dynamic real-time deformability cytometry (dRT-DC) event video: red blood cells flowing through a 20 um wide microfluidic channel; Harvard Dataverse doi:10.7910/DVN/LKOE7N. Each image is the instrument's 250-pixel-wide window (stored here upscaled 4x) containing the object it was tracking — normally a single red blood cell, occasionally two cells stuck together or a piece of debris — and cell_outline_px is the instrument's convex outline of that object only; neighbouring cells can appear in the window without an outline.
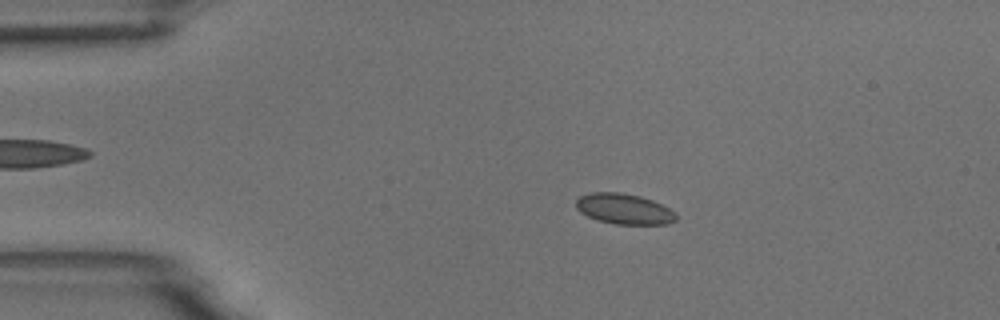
{"species": "common noctule bat (a hibernating species)", "species_latin": "Nyctalus noctula", "temperature_condition": "room temperature", "stored_images_in_passage": 55, "camera_frame_rate_fps": 3000, "um_per_image_px": 0.085, "animal": {"sex": "male", "body_mass_g": 18.8}, "frame": {"image": 1, "passage_image": 11, "time_ms": 3.333, "image_size_px": [1000, 320], "cell_outline_px": [[676, 220], [668, 224], [616, 224], [596, 220], [580, 212], [576, 208], [576, 200], [580, 196], [592, 192], [620, 192], [640, 196], [652, 200], [676, 212]], "centroid_in_image_um": [53.04, 17.76], "position_along_channel_um": 32.0, "area_um2": 17.8}}
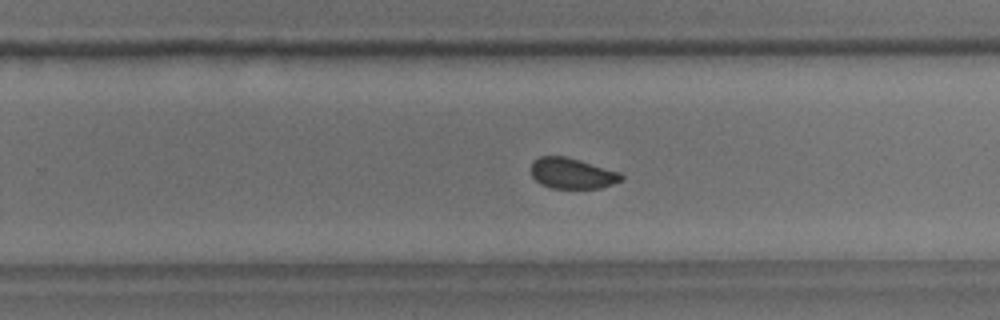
{"frame": {"image": 2, "passage_image": 35, "time_ms": 11.333, "image_size_px": [1000, 320], "cell_outline_px": [[624, 180], [600, 188], [552, 188], [540, 184], [532, 176], [532, 160], [540, 156], [564, 156], [580, 160], [620, 172], [624, 176]], "centroid_in_image_um": [48.64, 14.73], "position_along_channel_um": 281.2, "area_um2": 16.18}}
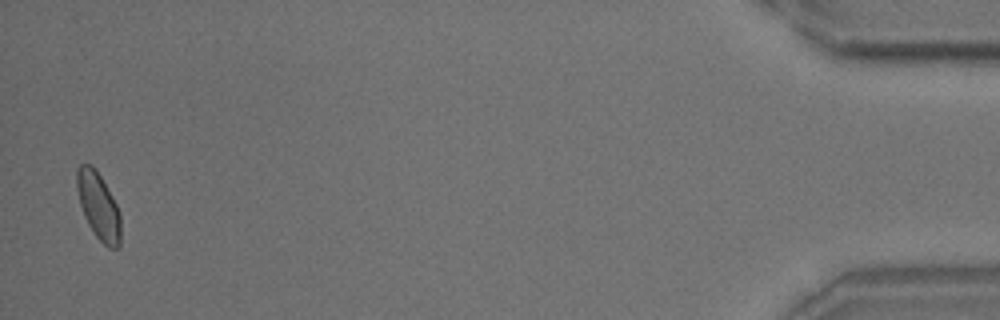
{"frame": {"image": 3, "passage_image": 54, "time_ms": 17.667, "image_size_px": [1000, 320], "cell_outline_px": [[120, 244], [116, 248], [108, 248], [96, 236], [88, 224], [84, 216], [80, 204], [76, 188], [76, 172], [80, 164], [92, 164], [96, 168], [112, 196], [120, 212]], "centroid_in_image_um": [8.36, 17.48], "position_along_channel_um": 426.8, "area_um2": 17.11}, "authors_computed_cell_mechanics": {"area_um2": 17.2822, "velocity_mm_per_s": 3.7039, "shape_relaxation_time_tau1_ms": 4.3329, "shape_relaxation_time_tau2_ms": 1.1089, "deformation_change_tau1": 0.0625, "deformation_change_tau2": 0.0407}}